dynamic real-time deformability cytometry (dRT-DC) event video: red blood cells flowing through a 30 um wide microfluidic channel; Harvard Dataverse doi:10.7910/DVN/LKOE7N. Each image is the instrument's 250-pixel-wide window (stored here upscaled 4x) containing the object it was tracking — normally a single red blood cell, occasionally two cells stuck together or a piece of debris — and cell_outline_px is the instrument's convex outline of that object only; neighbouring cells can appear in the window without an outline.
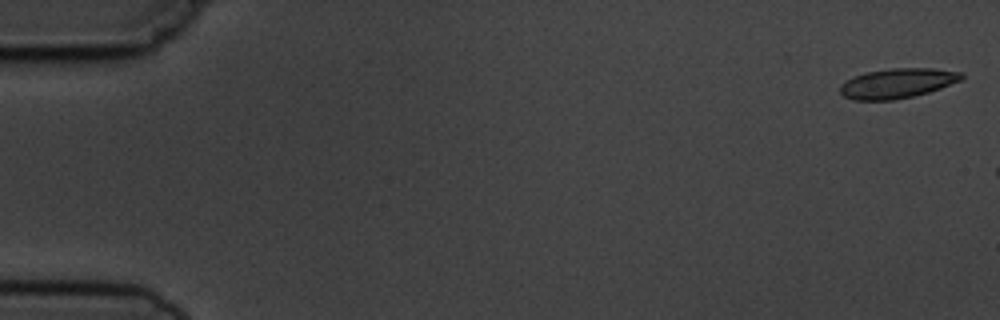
{"species": "common noctule bat (a hibernating species)", "species_latin": "Nyctalus noctula", "temperature_condition": "cold", "stored_images_in_passage": 3, "camera_frame_rate_fps": 3000, "um_per_image_px": 0.085, "animal": {"sex": "male", "body_mass_g": 19.5, "forearm_length_mm": 54.6}, "frame": {"image": 1, "passage_image": 1, "time_ms": 0.0, "image_size_px": [1000, 320], "cell_outline_px": [[964, 76], [960, 80], [940, 88], [928, 92], [912, 96], [892, 100], [852, 100], [844, 96], [840, 92], [840, 84], [852, 76], [868, 72], [892, 68], [932, 68], [964, 72]], "centroid_in_image_um": [76.26, 7.07], "position_along_channel_um": 8.7, "area_um2": 21.04}}